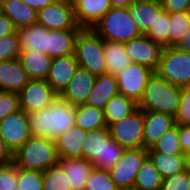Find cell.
I'll use <instances>...</instances> for the list:
<instances>
[{"mask_svg": "<svg viewBox=\"0 0 190 190\" xmlns=\"http://www.w3.org/2000/svg\"><path fill=\"white\" fill-rule=\"evenodd\" d=\"M75 108L76 106L59 95L51 105L27 114L32 136L55 141L57 137L75 125Z\"/></svg>", "mask_w": 190, "mask_h": 190, "instance_id": "1", "label": "cell"}, {"mask_svg": "<svg viewBox=\"0 0 190 190\" xmlns=\"http://www.w3.org/2000/svg\"><path fill=\"white\" fill-rule=\"evenodd\" d=\"M181 98V87L168 83L155 72L148 79L138 108L143 111L162 112L175 117Z\"/></svg>", "mask_w": 190, "mask_h": 190, "instance_id": "2", "label": "cell"}, {"mask_svg": "<svg viewBox=\"0 0 190 190\" xmlns=\"http://www.w3.org/2000/svg\"><path fill=\"white\" fill-rule=\"evenodd\" d=\"M17 167L44 171L59 163L56 143L52 139L32 136L14 154Z\"/></svg>", "mask_w": 190, "mask_h": 190, "instance_id": "3", "label": "cell"}, {"mask_svg": "<svg viewBox=\"0 0 190 190\" xmlns=\"http://www.w3.org/2000/svg\"><path fill=\"white\" fill-rule=\"evenodd\" d=\"M93 30L103 40L120 43L128 42L142 35L137 24L131 18L128 7H111Z\"/></svg>", "mask_w": 190, "mask_h": 190, "instance_id": "4", "label": "cell"}, {"mask_svg": "<svg viewBox=\"0 0 190 190\" xmlns=\"http://www.w3.org/2000/svg\"><path fill=\"white\" fill-rule=\"evenodd\" d=\"M74 55L79 67L99 76L106 74L104 40L93 29H81L75 39Z\"/></svg>", "mask_w": 190, "mask_h": 190, "instance_id": "5", "label": "cell"}, {"mask_svg": "<svg viewBox=\"0 0 190 190\" xmlns=\"http://www.w3.org/2000/svg\"><path fill=\"white\" fill-rule=\"evenodd\" d=\"M155 73L170 84L190 87V52L165 47Z\"/></svg>", "mask_w": 190, "mask_h": 190, "instance_id": "6", "label": "cell"}, {"mask_svg": "<svg viewBox=\"0 0 190 190\" xmlns=\"http://www.w3.org/2000/svg\"><path fill=\"white\" fill-rule=\"evenodd\" d=\"M110 136L125 149L144 148V111L137 108L132 114L108 126Z\"/></svg>", "mask_w": 190, "mask_h": 190, "instance_id": "7", "label": "cell"}, {"mask_svg": "<svg viewBox=\"0 0 190 190\" xmlns=\"http://www.w3.org/2000/svg\"><path fill=\"white\" fill-rule=\"evenodd\" d=\"M147 157L148 151L145 148L125 149L122 157L109 170L120 190L133 189L136 175Z\"/></svg>", "mask_w": 190, "mask_h": 190, "instance_id": "8", "label": "cell"}, {"mask_svg": "<svg viewBox=\"0 0 190 190\" xmlns=\"http://www.w3.org/2000/svg\"><path fill=\"white\" fill-rule=\"evenodd\" d=\"M37 23L54 31L82 29L76 23L73 3L70 0H56L37 11Z\"/></svg>", "mask_w": 190, "mask_h": 190, "instance_id": "9", "label": "cell"}, {"mask_svg": "<svg viewBox=\"0 0 190 190\" xmlns=\"http://www.w3.org/2000/svg\"><path fill=\"white\" fill-rule=\"evenodd\" d=\"M18 94L20 109L27 114L44 109L59 96L46 79H30Z\"/></svg>", "mask_w": 190, "mask_h": 190, "instance_id": "10", "label": "cell"}, {"mask_svg": "<svg viewBox=\"0 0 190 190\" xmlns=\"http://www.w3.org/2000/svg\"><path fill=\"white\" fill-rule=\"evenodd\" d=\"M0 137L14 154L32 137L27 113L20 109L2 119L0 121Z\"/></svg>", "mask_w": 190, "mask_h": 190, "instance_id": "11", "label": "cell"}, {"mask_svg": "<svg viewBox=\"0 0 190 190\" xmlns=\"http://www.w3.org/2000/svg\"><path fill=\"white\" fill-rule=\"evenodd\" d=\"M124 49L132 63L147 66L155 72L165 47L142 34L125 42Z\"/></svg>", "mask_w": 190, "mask_h": 190, "instance_id": "12", "label": "cell"}, {"mask_svg": "<svg viewBox=\"0 0 190 190\" xmlns=\"http://www.w3.org/2000/svg\"><path fill=\"white\" fill-rule=\"evenodd\" d=\"M154 71L147 66L132 63L116 76L119 93L135 100L142 98L148 79Z\"/></svg>", "mask_w": 190, "mask_h": 190, "instance_id": "13", "label": "cell"}, {"mask_svg": "<svg viewBox=\"0 0 190 190\" xmlns=\"http://www.w3.org/2000/svg\"><path fill=\"white\" fill-rule=\"evenodd\" d=\"M96 77L88 70L78 67L60 96L74 106L85 104L93 89Z\"/></svg>", "mask_w": 190, "mask_h": 190, "instance_id": "14", "label": "cell"}, {"mask_svg": "<svg viewBox=\"0 0 190 190\" xmlns=\"http://www.w3.org/2000/svg\"><path fill=\"white\" fill-rule=\"evenodd\" d=\"M73 7L77 25L93 29L112 6L110 0H75Z\"/></svg>", "mask_w": 190, "mask_h": 190, "instance_id": "15", "label": "cell"}, {"mask_svg": "<svg viewBox=\"0 0 190 190\" xmlns=\"http://www.w3.org/2000/svg\"><path fill=\"white\" fill-rule=\"evenodd\" d=\"M79 67L74 54L52 58L47 83L60 95Z\"/></svg>", "mask_w": 190, "mask_h": 190, "instance_id": "16", "label": "cell"}, {"mask_svg": "<svg viewBox=\"0 0 190 190\" xmlns=\"http://www.w3.org/2000/svg\"><path fill=\"white\" fill-rule=\"evenodd\" d=\"M29 80L19 58L0 61V91L19 93Z\"/></svg>", "mask_w": 190, "mask_h": 190, "instance_id": "17", "label": "cell"}, {"mask_svg": "<svg viewBox=\"0 0 190 190\" xmlns=\"http://www.w3.org/2000/svg\"><path fill=\"white\" fill-rule=\"evenodd\" d=\"M175 126V118L171 115L144 111V148H151L161 136Z\"/></svg>", "mask_w": 190, "mask_h": 190, "instance_id": "18", "label": "cell"}, {"mask_svg": "<svg viewBox=\"0 0 190 190\" xmlns=\"http://www.w3.org/2000/svg\"><path fill=\"white\" fill-rule=\"evenodd\" d=\"M128 9L131 18L142 34H145L154 25L157 17L164 11L161 2L152 0H136Z\"/></svg>", "mask_w": 190, "mask_h": 190, "instance_id": "19", "label": "cell"}, {"mask_svg": "<svg viewBox=\"0 0 190 190\" xmlns=\"http://www.w3.org/2000/svg\"><path fill=\"white\" fill-rule=\"evenodd\" d=\"M87 132L74 125L56 138V148L59 159L81 158L82 143Z\"/></svg>", "mask_w": 190, "mask_h": 190, "instance_id": "20", "label": "cell"}, {"mask_svg": "<svg viewBox=\"0 0 190 190\" xmlns=\"http://www.w3.org/2000/svg\"><path fill=\"white\" fill-rule=\"evenodd\" d=\"M20 52L48 54V29L38 23L18 29Z\"/></svg>", "mask_w": 190, "mask_h": 190, "instance_id": "21", "label": "cell"}, {"mask_svg": "<svg viewBox=\"0 0 190 190\" xmlns=\"http://www.w3.org/2000/svg\"><path fill=\"white\" fill-rule=\"evenodd\" d=\"M118 93L116 76L111 74L99 75L96 77L93 89L85 104L103 110L107 102Z\"/></svg>", "mask_w": 190, "mask_h": 190, "instance_id": "22", "label": "cell"}, {"mask_svg": "<svg viewBox=\"0 0 190 190\" xmlns=\"http://www.w3.org/2000/svg\"><path fill=\"white\" fill-rule=\"evenodd\" d=\"M59 164L68 176V187L71 190H85L86 181L94 168L91 161L82 158L59 159Z\"/></svg>", "mask_w": 190, "mask_h": 190, "instance_id": "23", "label": "cell"}, {"mask_svg": "<svg viewBox=\"0 0 190 190\" xmlns=\"http://www.w3.org/2000/svg\"><path fill=\"white\" fill-rule=\"evenodd\" d=\"M0 11L14 23L17 30L37 23V11L22 0H0Z\"/></svg>", "mask_w": 190, "mask_h": 190, "instance_id": "24", "label": "cell"}, {"mask_svg": "<svg viewBox=\"0 0 190 190\" xmlns=\"http://www.w3.org/2000/svg\"><path fill=\"white\" fill-rule=\"evenodd\" d=\"M80 30H48V55L55 58L74 54L75 39Z\"/></svg>", "mask_w": 190, "mask_h": 190, "instance_id": "25", "label": "cell"}, {"mask_svg": "<svg viewBox=\"0 0 190 190\" xmlns=\"http://www.w3.org/2000/svg\"><path fill=\"white\" fill-rule=\"evenodd\" d=\"M148 156L160 172L162 179L173 176L187 169L186 154L169 155L147 149Z\"/></svg>", "mask_w": 190, "mask_h": 190, "instance_id": "26", "label": "cell"}, {"mask_svg": "<svg viewBox=\"0 0 190 190\" xmlns=\"http://www.w3.org/2000/svg\"><path fill=\"white\" fill-rule=\"evenodd\" d=\"M19 60L30 79H46L52 63L48 54L36 51L20 52Z\"/></svg>", "mask_w": 190, "mask_h": 190, "instance_id": "27", "label": "cell"}, {"mask_svg": "<svg viewBox=\"0 0 190 190\" xmlns=\"http://www.w3.org/2000/svg\"><path fill=\"white\" fill-rule=\"evenodd\" d=\"M106 74L117 75L132 64L125 52L124 43L104 40Z\"/></svg>", "mask_w": 190, "mask_h": 190, "instance_id": "28", "label": "cell"}, {"mask_svg": "<svg viewBox=\"0 0 190 190\" xmlns=\"http://www.w3.org/2000/svg\"><path fill=\"white\" fill-rule=\"evenodd\" d=\"M137 108L138 103L135 100L118 93L107 102L103 109L106 125L122 120Z\"/></svg>", "mask_w": 190, "mask_h": 190, "instance_id": "29", "label": "cell"}, {"mask_svg": "<svg viewBox=\"0 0 190 190\" xmlns=\"http://www.w3.org/2000/svg\"><path fill=\"white\" fill-rule=\"evenodd\" d=\"M110 137L108 126L88 131L82 143L81 158L91 161L94 165L101 158L104 142Z\"/></svg>", "mask_w": 190, "mask_h": 190, "instance_id": "30", "label": "cell"}, {"mask_svg": "<svg viewBox=\"0 0 190 190\" xmlns=\"http://www.w3.org/2000/svg\"><path fill=\"white\" fill-rule=\"evenodd\" d=\"M75 125L85 131L107 126L103 110L87 104L76 106Z\"/></svg>", "mask_w": 190, "mask_h": 190, "instance_id": "31", "label": "cell"}, {"mask_svg": "<svg viewBox=\"0 0 190 190\" xmlns=\"http://www.w3.org/2000/svg\"><path fill=\"white\" fill-rule=\"evenodd\" d=\"M162 177L148 156L139 169L134 182V190H156L161 188Z\"/></svg>", "mask_w": 190, "mask_h": 190, "instance_id": "32", "label": "cell"}, {"mask_svg": "<svg viewBox=\"0 0 190 190\" xmlns=\"http://www.w3.org/2000/svg\"><path fill=\"white\" fill-rule=\"evenodd\" d=\"M169 47H175L190 30V11L169 13Z\"/></svg>", "mask_w": 190, "mask_h": 190, "instance_id": "33", "label": "cell"}, {"mask_svg": "<svg viewBox=\"0 0 190 190\" xmlns=\"http://www.w3.org/2000/svg\"><path fill=\"white\" fill-rule=\"evenodd\" d=\"M124 151L125 148L110 137L104 142L103 149L101 150V158L93 165L94 168L109 171L122 157Z\"/></svg>", "mask_w": 190, "mask_h": 190, "instance_id": "34", "label": "cell"}, {"mask_svg": "<svg viewBox=\"0 0 190 190\" xmlns=\"http://www.w3.org/2000/svg\"><path fill=\"white\" fill-rule=\"evenodd\" d=\"M43 190H71L68 176L59 163L43 171Z\"/></svg>", "mask_w": 190, "mask_h": 190, "instance_id": "35", "label": "cell"}, {"mask_svg": "<svg viewBox=\"0 0 190 190\" xmlns=\"http://www.w3.org/2000/svg\"><path fill=\"white\" fill-rule=\"evenodd\" d=\"M155 152L169 155L185 154L178 139V125L164 133L160 139L151 147Z\"/></svg>", "mask_w": 190, "mask_h": 190, "instance_id": "36", "label": "cell"}, {"mask_svg": "<svg viewBox=\"0 0 190 190\" xmlns=\"http://www.w3.org/2000/svg\"><path fill=\"white\" fill-rule=\"evenodd\" d=\"M169 30L170 21L169 13L163 11L154 22V25L145 33L151 40L156 43L169 47Z\"/></svg>", "mask_w": 190, "mask_h": 190, "instance_id": "37", "label": "cell"}, {"mask_svg": "<svg viewBox=\"0 0 190 190\" xmlns=\"http://www.w3.org/2000/svg\"><path fill=\"white\" fill-rule=\"evenodd\" d=\"M85 190H120L108 170L93 168L86 181Z\"/></svg>", "mask_w": 190, "mask_h": 190, "instance_id": "38", "label": "cell"}, {"mask_svg": "<svg viewBox=\"0 0 190 190\" xmlns=\"http://www.w3.org/2000/svg\"><path fill=\"white\" fill-rule=\"evenodd\" d=\"M17 190H43V172L18 167Z\"/></svg>", "mask_w": 190, "mask_h": 190, "instance_id": "39", "label": "cell"}, {"mask_svg": "<svg viewBox=\"0 0 190 190\" xmlns=\"http://www.w3.org/2000/svg\"><path fill=\"white\" fill-rule=\"evenodd\" d=\"M20 44L18 31L0 38V61L19 58Z\"/></svg>", "mask_w": 190, "mask_h": 190, "instance_id": "40", "label": "cell"}, {"mask_svg": "<svg viewBox=\"0 0 190 190\" xmlns=\"http://www.w3.org/2000/svg\"><path fill=\"white\" fill-rule=\"evenodd\" d=\"M18 167L15 162L0 165V190H17Z\"/></svg>", "mask_w": 190, "mask_h": 190, "instance_id": "41", "label": "cell"}, {"mask_svg": "<svg viewBox=\"0 0 190 190\" xmlns=\"http://www.w3.org/2000/svg\"><path fill=\"white\" fill-rule=\"evenodd\" d=\"M18 110H20L19 94L0 91V121Z\"/></svg>", "mask_w": 190, "mask_h": 190, "instance_id": "42", "label": "cell"}, {"mask_svg": "<svg viewBox=\"0 0 190 190\" xmlns=\"http://www.w3.org/2000/svg\"><path fill=\"white\" fill-rule=\"evenodd\" d=\"M174 118L175 125H190V87L181 88L180 104Z\"/></svg>", "mask_w": 190, "mask_h": 190, "instance_id": "43", "label": "cell"}, {"mask_svg": "<svg viewBox=\"0 0 190 190\" xmlns=\"http://www.w3.org/2000/svg\"><path fill=\"white\" fill-rule=\"evenodd\" d=\"M162 190H190L187 178V169L183 172L162 180Z\"/></svg>", "mask_w": 190, "mask_h": 190, "instance_id": "44", "label": "cell"}, {"mask_svg": "<svg viewBox=\"0 0 190 190\" xmlns=\"http://www.w3.org/2000/svg\"><path fill=\"white\" fill-rule=\"evenodd\" d=\"M162 8L168 13L189 11L190 0H163Z\"/></svg>", "mask_w": 190, "mask_h": 190, "instance_id": "45", "label": "cell"}, {"mask_svg": "<svg viewBox=\"0 0 190 190\" xmlns=\"http://www.w3.org/2000/svg\"><path fill=\"white\" fill-rule=\"evenodd\" d=\"M178 139L182 151L187 154L190 151V125H178Z\"/></svg>", "mask_w": 190, "mask_h": 190, "instance_id": "46", "label": "cell"}, {"mask_svg": "<svg viewBox=\"0 0 190 190\" xmlns=\"http://www.w3.org/2000/svg\"><path fill=\"white\" fill-rule=\"evenodd\" d=\"M14 23L0 11V38L16 32Z\"/></svg>", "mask_w": 190, "mask_h": 190, "instance_id": "47", "label": "cell"}, {"mask_svg": "<svg viewBox=\"0 0 190 190\" xmlns=\"http://www.w3.org/2000/svg\"><path fill=\"white\" fill-rule=\"evenodd\" d=\"M13 161V154L6 146L4 140L0 137V165Z\"/></svg>", "mask_w": 190, "mask_h": 190, "instance_id": "48", "label": "cell"}, {"mask_svg": "<svg viewBox=\"0 0 190 190\" xmlns=\"http://www.w3.org/2000/svg\"><path fill=\"white\" fill-rule=\"evenodd\" d=\"M25 4H27L32 9L39 11L44 7L54 3L56 0H22Z\"/></svg>", "mask_w": 190, "mask_h": 190, "instance_id": "49", "label": "cell"}, {"mask_svg": "<svg viewBox=\"0 0 190 190\" xmlns=\"http://www.w3.org/2000/svg\"><path fill=\"white\" fill-rule=\"evenodd\" d=\"M175 48L190 52V30L184 35V37L178 42Z\"/></svg>", "mask_w": 190, "mask_h": 190, "instance_id": "50", "label": "cell"}, {"mask_svg": "<svg viewBox=\"0 0 190 190\" xmlns=\"http://www.w3.org/2000/svg\"><path fill=\"white\" fill-rule=\"evenodd\" d=\"M134 0H110L112 7H129Z\"/></svg>", "mask_w": 190, "mask_h": 190, "instance_id": "51", "label": "cell"}, {"mask_svg": "<svg viewBox=\"0 0 190 190\" xmlns=\"http://www.w3.org/2000/svg\"><path fill=\"white\" fill-rule=\"evenodd\" d=\"M187 169H190V151L186 154Z\"/></svg>", "mask_w": 190, "mask_h": 190, "instance_id": "52", "label": "cell"}, {"mask_svg": "<svg viewBox=\"0 0 190 190\" xmlns=\"http://www.w3.org/2000/svg\"><path fill=\"white\" fill-rule=\"evenodd\" d=\"M187 178H188V185L190 188V169H187Z\"/></svg>", "mask_w": 190, "mask_h": 190, "instance_id": "53", "label": "cell"}, {"mask_svg": "<svg viewBox=\"0 0 190 190\" xmlns=\"http://www.w3.org/2000/svg\"><path fill=\"white\" fill-rule=\"evenodd\" d=\"M152 1L162 2L163 0H152Z\"/></svg>", "mask_w": 190, "mask_h": 190, "instance_id": "54", "label": "cell"}]
</instances>
